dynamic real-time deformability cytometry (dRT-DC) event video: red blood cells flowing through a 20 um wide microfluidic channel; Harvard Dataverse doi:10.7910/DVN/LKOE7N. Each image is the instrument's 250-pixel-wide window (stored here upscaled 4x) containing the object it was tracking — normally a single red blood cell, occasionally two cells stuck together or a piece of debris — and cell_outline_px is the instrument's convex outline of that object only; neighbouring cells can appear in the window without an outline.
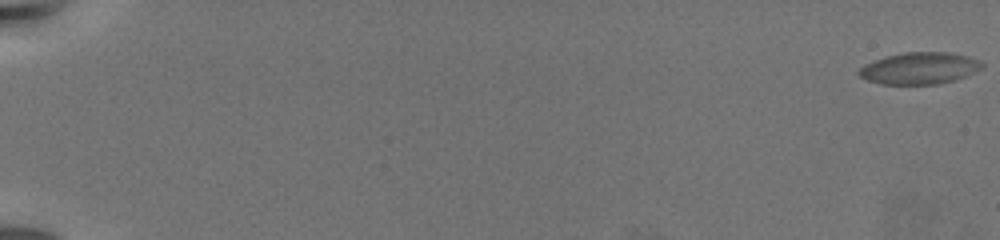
{"species": "common noctule bat (a hibernating species)", "species_latin": "Nyctalus noctula", "temperature_condition": "warm", "stored_images_in_passage": 11, "camera_frame_rate_fps": 3000, "um_per_image_px": 0.085, "animal": {"sex": "female", "body_mass_g": 19.5, "forearm_length_mm": 54.1}, "frame": {"image": 1, "passage_image": 1, "time_ms": 0.0, "image_size_px": [1000, 240], "cell_outline_px": [[984, 68], [964, 76], [940, 84], [880, 84], [868, 80], [860, 76], [856, 72], [864, 64], [888, 56], [904, 52], [948, 52], [968, 56], [980, 60], [984, 64]], "centroid_in_image_um": [78.17, 5.8], "position_along_channel_um": 6.8, "area_um2": 22.72}}
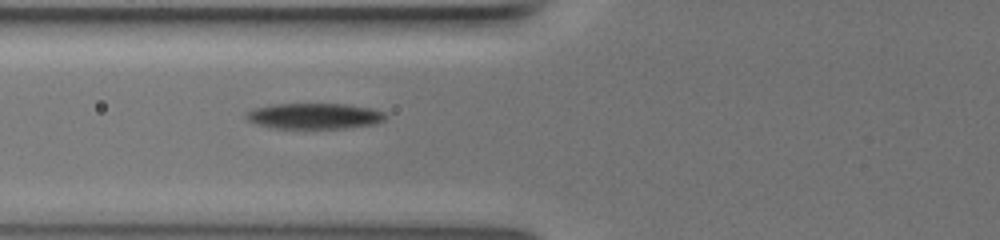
{"frame": {"image": 2, "passage_image": 10, "time_ms": 10.0, "image_size_px": [1000, 240], "cell_outline_px": [[388, 116], [384, 120], [376, 124], [344, 128], [276, 128], [260, 124], [248, 120], [244, 116], [244, 112], [256, 108], [272, 104], [348, 104], [372, 108], [384, 112]], "centroid_in_image_um": [26.77, 9.85], "position_along_channel_um": 99.0, "area_um2": 20.92}}
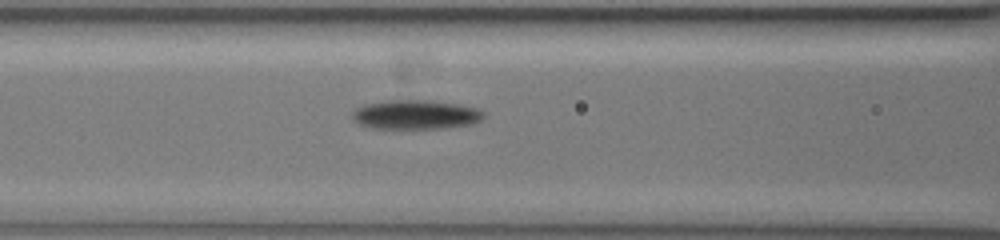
{"frame": {"image": 3, "passage_image": 11, "time_ms": 11.0, "image_size_px": [1000, 240], "cell_outline_px": [[484, 116], [480, 120], [472, 124], [444, 128], [372, 128], [360, 124], [352, 116], [352, 112], [356, 108], [364, 104], [384, 100], [428, 100], [456, 104], [476, 108], [484, 112]], "centroid_in_image_um": [35.32, 9.73], "position_along_channel_um": 131.3, "area_um2": 22.25}}